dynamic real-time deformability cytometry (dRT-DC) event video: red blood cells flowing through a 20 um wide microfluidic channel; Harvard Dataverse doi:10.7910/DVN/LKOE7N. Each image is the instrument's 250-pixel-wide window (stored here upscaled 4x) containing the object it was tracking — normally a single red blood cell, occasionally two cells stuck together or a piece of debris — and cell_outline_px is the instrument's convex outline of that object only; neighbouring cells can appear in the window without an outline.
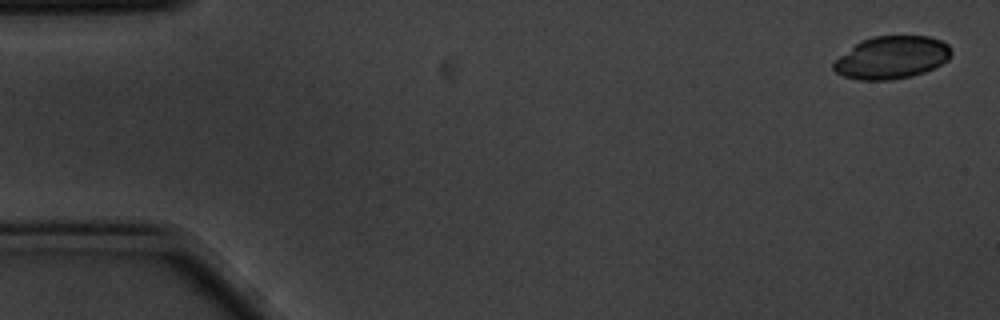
{"species": "common noctule bat (a hibernating species)", "species_latin": "Nyctalus noctula", "temperature_condition": "cold", "stored_images_in_passage": 5, "camera_frame_rate_fps": 3000, "um_per_image_px": 0.085, "animal": {"sex": "male", "body_mass_g": 20.1, "forearm_length_mm": 53.5}, "frame": {"image": 1, "passage_image": 1, "time_ms": 0.0, "image_size_px": [1000, 320], "cell_outline_px": [[952, 52], [948, 60], [924, 72], [912, 76], [888, 80], [856, 80], [844, 76], [836, 72], [832, 68], [832, 64], [840, 56], [860, 40], [872, 36], [928, 36], [940, 40], [948, 44]], "centroid_in_image_um": [75.78, 4.89], "position_along_channel_um": 9.2, "area_um2": 29.19}}